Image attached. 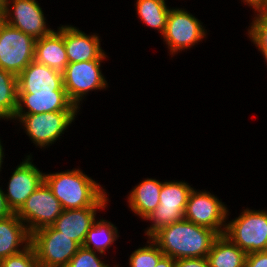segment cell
<instances>
[{
    "mask_svg": "<svg viewBox=\"0 0 267 267\" xmlns=\"http://www.w3.org/2000/svg\"><path fill=\"white\" fill-rule=\"evenodd\" d=\"M36 39L0 21V68L18 76L33 60Z\"/></svg>",
    "mask_w": 267,
    "mask_h": 267,
    "instance_id": "8992f818",
    "label": "cell"
},
{
    "mask_svg": "<svg viewBox=\"0 0 267 267\" xmlns=\"http://www.w3.org/2000/svg\"><path fill=\"white\" fill-rule=\"evenodd\" d=\"M246 255L225 235H220L213 243L207 259L210 267H244Z\"/></svg>",
    "mask_w": 267,
    "mask_h": 267,
    "instance_id": "44dd1931",
    "label": "cell"
},
{
    "mask_svg": "<svg viewBox=\"0 0 267 267\" xmlns=\"http://www.w3.org/2000/svg\"><path fill=\"white\" fill-rule=\"evenodd\" d=\"M4 155V152H3V147H2V144H1V140H0V171H1V168H2V162H3V156Z\"/></svg>",
    "mask_w": 267,
    "mask_h": 267,
    "instance_id": "836d02e7",
    "label": "cell"
},
{
    "mask_svg": "<svg viewBox=\"0 0 267 267\" xmlns=\"http://www.w3.org/2000/svg\"><path fill=\"white\" fill-rule=\"evenodd\" d=\"M31 158L28 155L16 167L8 183V192H4L8 206L13 213H17L28 197L44 182L45 173L32 164Z\"/></svg>",
    "mask_w": 267,
    "mask_h": 267,
    "instance_id": "4fadbf2b",
    "label": "cell"
},
{
    "mask_svg": "<svg viewBox=\"0 0 267 267\" xmlns=\"http://www.w3.org/2000/svg\"><path fill=\"white\" fill-rule=\"evenodd\" d=\"M105 207H85L63 210L52 226L83 246L87 232L96 220V211Z\"/></svg>",
    "mask_w": 267,
    "mask_h": 267,
    "instance_id": "e0dca14e",
    "label": "cell"
},
{
    "mask_svg": "<svg viewBox=\"0 0 267 267\" xmlns=\"http://www.w3.org/2000/svg\"><path fill=\"white\" fill-rule=\"evenodd\" d=\"M98 258L96 251L81 246L66 267H110ZM114 267H118V265Z\"/></svg>",
    "mask_w": 267,
    "mask_h": 267,
    "instance_id": "83f0119b",
    "label": "cell"
},
{
    "mask_svg": "<svg viewBox=\"0 0 267 267\" xmlns=\"http://www.w3.org/2000/svg\"><path fill=\"white\" fill-rule=\"evenodd\" d=\"M34 60L54 70L63 73L67 66L68 58L63 37V25L57 32L36 39Z\"/></svg>",
    "mask_w": 267,
    "mask_h": 267,
    "instance_id": "ac0fdd59",
    "label": "cell"
},
{
    "mask_svg": "<svg viewBox=\"0 0 267 267\" xmlns=\"http://www.w3.org/2000/svg\"><path fill=\"white\" fill-rule=\"evenodd\" d=\"M2 20L35 39L53 31L46 26V18L36 0H7Z\"/></svg>",
    "mask_w": 267,
    "mask_h": 267,
    "instance_id": "7c38bea8",
    "label": "cell"
},
{
    "mask_svg": "<svg viewBox=\"0 0 267 267\" xmlns=\"http://www.w3.org/2000/svg\"><path fill=\"white\" fill-rule=\"evenodd\" d=\"M44 182L64 210L107 206L105 190L79 169L45 174Z\"/></svg>",
    "mask_w": 267,
    "mask_h": 267,
    "instance_id": "7a4b0ae2",
    "label": "cell"
},
{
    "mask_svg": "<svg viewBox=\"0 0 267 267\" xmlns=\"http://www.w3.org/2000/svg\"><path fill=\"white\" fill-rule=\"evenodd\" d=\"M228 210L214 194L192 189L184 211V219L196 225L207 227L223 235ZM223 226V227H222Z\"/></svg>",
    "mask_w": 267,
    "mask_h": 267,
    "instance_id": "30bf717a",
    "label": "cell"
},
{
    "mask_svg": "<svg viewBox=\"0 0 267 267\" xmlns=\"http://www.w3.org/2000/svg\"><path fill=\"white\" fill-rule=\"evenodd\" d=\"M0 267H39L35 250L29 244L23 251L0 261Z\"/></svg>",
    "mask_w": 267,
    "mask_h": 267,
    "instance_id": "4316f807",
    "label": "cell"
},
{
    "mask_svg": "<svg viewBox=\"0 0 267 267\" xmlns=\"http://www.w3.org/2000/svg\"><path fill=\"white\" fill-rule=\"evenodd\" d=\"M63 37L69 63L107 58L96 34L90 36L77 27L63 25Z\"/></svg>",
    "mask_w": 267,
    "mask_h": 267,
    "instance_id": "2e32d148",
    "label": "cell"
},
{
    "mask_svg": "<svg viewBox=\"0 0 267 267\" xmlns=\"http://www.w3.org/2000/svg\"><path fill=\"white\" fill-rule=\"evenodd\" d=\"M17 98V76L0 68V119H13Z\"/></svg>",
    "mask_w": 267,
    "mask_h": 267,
    "instance_id": "cb8c5ba5",
    "label": "cell"
},
{
    "mask_svg": "<svg viewBox=\"0 0 267 267\" xmlns=\"http://www.w3.org/2000/svg\"><path fill=\"white\" fill-rule=\"evenodd\" d=\"M254 11L258 14L248 29V35L267 61V6L259 7Z\"/></svg>",
    "mask_w": 267,
    "mask_h": 267,
    "instance_id": "d4e9b609",
    "label": "cell"
},
{
    "mask_svg": "<svg viewBox=\"0 0 267 267\" xmlns=\"http://www.w3.org/2000/svg\"><path fill=\"white\" fill-rule=\"evenodd\" d=\"M2 20V13L0 12V21Z\"/></svg>",
    "mask_w": 267,
    "mask_h": 267,
    "instance_id": "d590c367",
    "label": "cell"
},
{
    "mask_svg": "<svg viewBox=\"0 0 267 267\" xmlns=\"http://www.w3.org/2000/svg\"><path fill=\"white\" fill-rule=\"evenodd\" d=\"M104 59L68 63L63 74V86L69 99L78 107L88 92L103 90L107 85L100 66Z\"/></svg>",
    "mask_w": 267,
    "mask_h": 267,
    "instance_id": "52a82bcc",
    "label": "cell"
},
{
    "mask_svg": "<svg viewBox=\"0 0 267 267\" xmlns=\"http://www.w3.org/2000/svg\"><path fill=\"white\" fill-rule=\"evenodd\" d=\"M163 182L147 178L132 189L128 197L129 207L136 214L145 219L159 205V194Z\"/></svg>",
    "mask_w": 267,
    "mask_h": 267,
    "instance_id": "ffe728a7",
    "label": "cell"
},
{
    "mask_svg": "<svg viewBox=\"0 0 267 267\" xmlns=\"http://www.w3.org/2000/svg\"><path fill=\"white\" fill-rule=\"evenodd\" d=\"M193 188L183 181H165L159 194L158 207L145 218L152 222L145 230L151 238L159 229L184 219V211Z\"/></svg>",
    "mask_w": 267,
    "mask_h": 267,
    "instance_id": "277c9868",
    "label": "cell"
},
{
    "mask_svg": "<svg viewBox=\"0 0 267 267\" xmlns=\"http://www.w3.org/2000/svg\"><path fill=\"white\" fill-rule=\"evenodd\" d=\"M27 111L24 110V105ZM66 91L53 93L18 94L17 109L14 115H29L48 112H79Z\"/></svg>",
    "mask_w": 267,
    "mask_h": 267,
    "instance_id": "9a60e30c",
    "label": "cell"
},
{
    "mask_svg": "<svg viewBox=\"0 0 267 267\" xmlns=\"http://www.w3.org/2000/svg\"><path fill=\"white\" fill-rule=\"evenodd\" d=\"M175 267H210L207 257L175 260Z\"/></svg>",
    "mask_w": 267,
    "mask_h": 267,
    "instance_id": "f546056e",
    "label": "cell"
},
{
    "mask_svg": "<svg viewBox=\"0 0 267 267\" xmlns=\"http://www.w3.org/2000/svg\"><path fill=\"white\" fill-rule=\"evenodd\" d=\"M244 267H267V251L247 254Z\"/></svg>",
    "mask_w": 267,
    "mask_h": 267,
    "instance_id": "f1b7e54d",
    "label": "cell"
},
{
    "mask_svg": "<svg viewBox=\"0 0 267 267\" xmlns=\"http://www.w3.org/2000/svg\"><path fill=\"white\" fill-rule=\"evenodd\" d=\"M7 0H0V12L3 13Z\"/></svg>",
    "mask_w": 267,
    "mask_h": 267,
    "instance_id": "e575fe53",
    "label": "cell"
},
{
    "mask_svg": "<svg viewBox=\"0 0 267 267\" xmlns=\"http://www.w3.org/2000/svg\"><path fill=\"white\" fill-rule=\"evenodd\" d=\"M148 245L136 249L129 260L130 267H155L158 261L164 256L158 245L151 239ZM151 241V242H150Z\"/></svg>",
    "mask_w": 267,
    "mask_h": 267,
    "instance_id": "484cf974",
    "label": "cell"
},
{
    "mask_svg": "<svg viewBox=\"0 0 267 267\" xmlns=\"http://www.w3.org/2000/svg\"><path fill=\"white\" fill-rule=\"evenodd\" d=\"M30 244L35 250L39 267H66L81 247L52 225L31 233Z\"/></svg>",
    "mask_w": 267,
    "mask_h": 267,
    "instance_id": "5b68a950",
    "label": "cell"
},
{
    "mask_svg": "<svg viewBox=\"0 0 267 267\" xmlns=\"http://www.w3.org/2000/svg\"><path fill=\"white\" fill-rule=\"evenodd\" d=\"M17 86L18 94L66 91L63 74L35 60L17 76Z\"/></svg>",
    "mask_w": 267,
    "mask_h": 267,
    "instance_id": "5bb4252c",
    "label": "cell"
},
{
    "mask_svg": "<svg viewBox=\"0 0 267 267\" xmlns=\"http://www.w3.org/2000/svg\"><path fill=\"white\" fill-rule=\"evenodd\" d=\"M219 236L212 229L183 219L159 229L151 239L165 256L177 260L207 257Z\"/></svg>",
    "mask_w": 267,
    "mask_h": 267,
    "instance_id": "6da1fadb",
    "label": "cell"
},
{
    "mask_svg": "<svg viewBox=\"0 0 267 267\" xmlns=\"http://www.w3.org/2000/svg\"><path fill=\"white\" fill-rule=\"evenodd\" d=\"M243 2L255 10L259 7L265 6V0H243Z\"/></svg>",
    "mask_w": 267,
    "mask_h": 267,
    "instance_id": "d6a6232c",
    "label": "cell"
},
{
    "mask_svg": "<svg viewBox=\"0 0 267 267\" xmlns=\"http://www.w3.org/2000/svg\"><path fill=\"white\" fill-rule=\"evenodd\" d=\"M13 212L8 206L4 191L0 188V219L9 217Z\"/></svg>",
    "mask_w": 267,
    "mask_h": 267,
    "instance_id": "4dcf8cb0",
    "label": "cell"
},
{
    "mask_svg": "<svg viewBox=\"0 0 267 267\" xmlns=\"http://www.w3.org/2000/svg\"><path fill=\"white\" fill-rule=\"evenodd\" d=\"M119 237L117 227L111 222L104 219L94 221V224L89 229L84 241L83 247L89 250L98 251L104 255L106 249L111 247V244ZM93 246V247H92Z\"/></svg>",
    "mask_w": 267,
    "mask_h": 267,
    "instance_id": "7402d4cb",
    "label": "cell"
},
{
    "mask_svg": "<svg viewBox=\"0 0 267 267\" xmlns=\"http://www.w3.org/2000/svg\"><path fill=\"white\" fill-rule=\"evenodd\" d=\"M135 6L140 19L163 35L170 11L165 0H137Z\"/></svg>",
    "mask_w": 267,
    "mask_h": 267,
    "instance_id": "603a6c76",
    "label": "cell"
},
{
    "mask_svg": "<svg viewBox=\"0 0 267 267\" xmlns=\"http://www.w3.org/2000/svg\"><path fill=\"white\" fill-rule=\"evenodd\" d=\"M155 267H175V259L164 255Z\"/></svg>",
    "mask_w": 267,
    "mask_h": 267,
    "instance_id": "1f68e13d",
    "label": "cell"
},
{
    "mask_svg": "<svg viewBox=\"0 0 267 267\" xmlns=\"http://www.w3.org/2000/svg\"><path fill=\"white\" fill-rule=\"evenodd\" d=\"M59 200L48 185L43 182L26 200L16 213L25 224L29 233L51 226L63 212Z\"/></svg>",
    "mask_w": 267,
    "mask_h": 267,
    "instance_id": "ba28073f",
    "label": "cell"
},
{
    "mask_svg": "<svg viewBox=\"0 0 267 267\" xmlns=\"http://www.w3.org/2000/svg\"><path fill=\"white\" fill-rule=\"evenodd\" d=\"M30 243L31 234L16 213L0 219V261L23 251Z\"/></svg>",
    "mask_w": 267,
    "mask_h": 267,
    "instance_id": "d6986e66",
    "label": "cell"
},
{
    "mask_svg": "<svg viewBox=\"0 0 267 267\" xmlns=\"http://www.w3.org/2000/svg\"><path fill=\"white\" fill-rule=\"evenodd\" d=\"M223 235L246 254L267 251V211L245 209L226 224Z\"/></svg>",
    "mask_w": 267,
    "mask_h": 267,
    "instance_id": "3957f363",
    "label": "cell"
},
{
    "mask_svg": "<svg viewBox=\"0 0 267 267\" xmlns=\"http://www.w3.org/2000/svg\"><path fill=\"white\" fill-rule=\"evenodd\" d=\"M202 23L192 14L181 8L171 9L167 16L164 41L169 51L175 55L178 51L189 49L206 36Z\"/></svg>",
    "mask_w": 267,
    "mask_h": 267,
    "instance_id": "8fae6325",
    "label": "cell"
},
{
    "mask_svg": "<svg viewBox=\"0 0 267 267\" xmlns=\"http://www.w3.org/2000/svg\"><path fill=\"white\" fill-rule=\"evenodd\" d=\"M78 112H48L29 115H14L23 124L26 134L38 147L53 144L75 120ZM76 115V116H75Z\"/></svg>",
    "mask_w": 267,
    "mask_h": 267,
    "instance_id": "9c48e42d",
    "label": "cell"
}]
</instances>
